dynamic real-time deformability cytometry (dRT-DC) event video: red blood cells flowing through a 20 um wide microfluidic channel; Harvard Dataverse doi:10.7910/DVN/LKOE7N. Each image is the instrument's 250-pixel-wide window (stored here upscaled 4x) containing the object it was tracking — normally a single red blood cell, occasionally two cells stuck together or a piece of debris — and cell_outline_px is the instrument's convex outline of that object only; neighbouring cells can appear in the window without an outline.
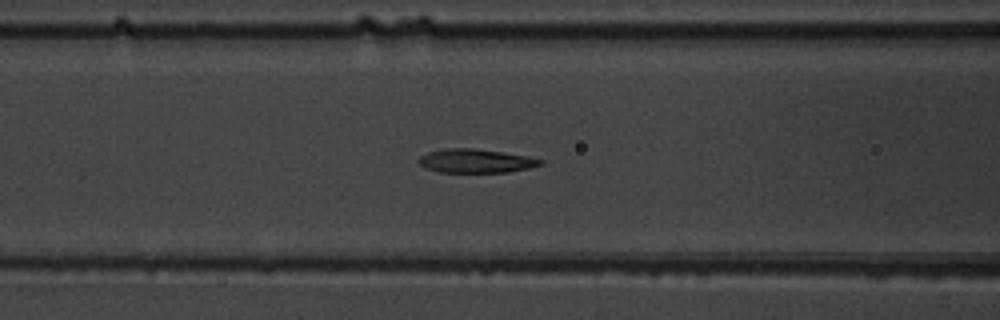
{"species": "common noctule bat (a hibernating species)", "species_latin": "Nyctalus noctula", "temperature_condition": "warm", "stored_images_in_passage": 45, "camera_frame_rate_fps": 3000, "um_per_image_px": 0.085, "animal": {"sex": "male", "body_mass_g": 19.5, "forearm_length_mm": 54.6}, "frame": {"image": 1, "passage_image": 14, "time_ms": 4.333, "image_size_px": [1000, 320], "cell_outline_px": [[544, 164], [528, 168], [504, 172], [440, 172], [424, 168], [416, 160], [420, 156], [428, 152], [448, 148], [476, 148], [528, 156], [544, 160]], "centroid_in_image_um": [40.43, 13.67], "position_along_channel_um": 126.2, "area_um2": 16.88}}
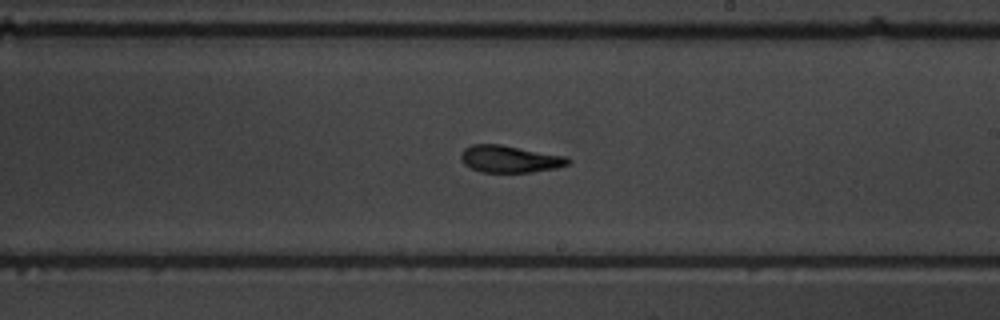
{"frame": {"image": 2, "passage_image": 23, "time_ms": 7.333, "image_size_px": [1000, 320], "cell_outline_px": [[572, 164], [556, 168], [532, 172], [480, 172], [464, 164], [460, 160], [460, 152], [464, 148], [472, 144], [500, 144], [568, 156], [572, 160]], "centroid_in_image_um": [43.36, 13.51], "position_along_channel_um": 245.6, "area_um2": 17.22}}
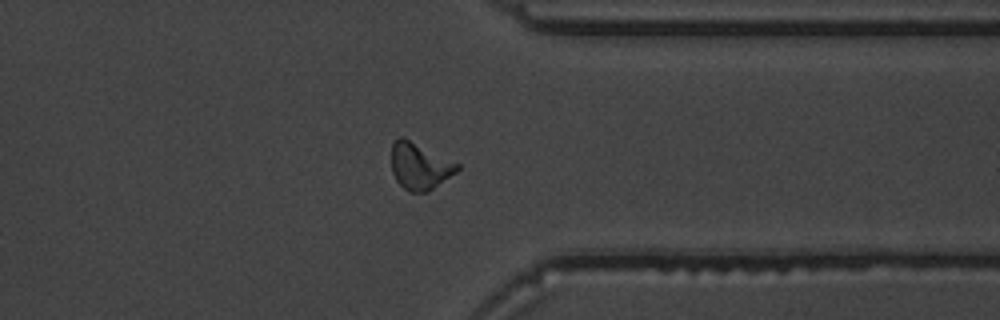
{"frame": {"image": 3, "passage_image": 33, "time_ms": 10.667, "image_size_px": [1000, 320], "cell_outline_px": [[460, 168], [456, 172], [428, 192], [408, 192], [396, 180], [392, 172], [392, 144], [396, 136], [404, 136], [460, 164]], "centroid_in_image_um": [35.66, 14.1], "position_along_channel_um": 375.7, "area_um2": 18.09}, "authors_computed_cell_mechanics": {"area_um2": 17.1088, "velocity_mm_per_s": 3.9876, "shape_relaxation_time_tau1_ms": 4.7238, "shape_relaxation_time_tau2_ms": 2.9222, "deformation_change_tau1": 0.2122, "deformation_change_tau2": 0.1164}}